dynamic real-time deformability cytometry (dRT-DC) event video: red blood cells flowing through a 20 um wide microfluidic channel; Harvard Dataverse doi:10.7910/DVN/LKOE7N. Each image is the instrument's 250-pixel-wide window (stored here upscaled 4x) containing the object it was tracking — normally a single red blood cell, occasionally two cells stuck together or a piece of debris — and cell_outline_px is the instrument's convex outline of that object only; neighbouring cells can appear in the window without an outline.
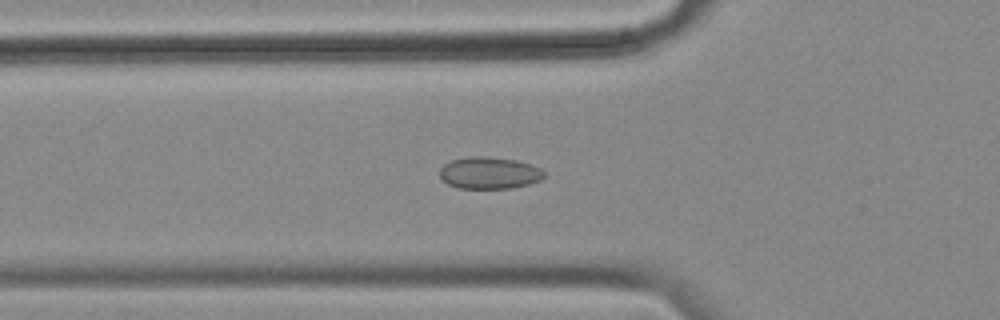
{"species": "common noctule bat (a hibernating species)", "species_latin": "Nyctalus noctula", "temperature_condition": "cold", "stored_images_in_passage": 58, "camera_frame_rate_fps": 3000, "um_per_image_px": 0.085, "animal": {"sex": "female", "body_mass_g": 18.4}, "frame": {"image": 1, "passage_image": 20, "time_ms": 6.333, "image_size_px": [1000, 320], "cell_outline_px": [[544, 176], [540, 180], [528, 184], [512, 188], [460, 188], [448, 184], [440, 176], [440, 168], [444, 164], [452, 160], [468, 156], [484, 156], [516, 160], [532, 164], [540, 168], [544, 172]], "centroid_in_image_um": [41.6, 14.69], "position_along_channel_um": 84.2, "area_um2": 19.36}}
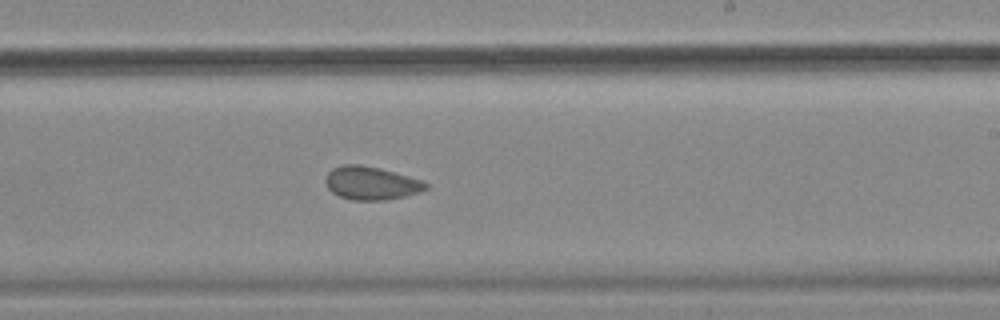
{"frame": {"image": 2, "passage_image": 35, "time_ms": 11.333, "image_size_px": [1000, 320], "cell_outline_px": [[428, 188], [420, 192], [404, 196], [384, 200], [352, 200], [340, 196], [332, 192], [328, 188], [324, 180], [328, 172], [332, 168], [344, 164], [360, 164], [380, 168], [424, 180], [428, 184]], "centroid_in_image_um": [31.55, 15.55], "position_along_channel_um": 257.4, "area_um2": 19.54}}
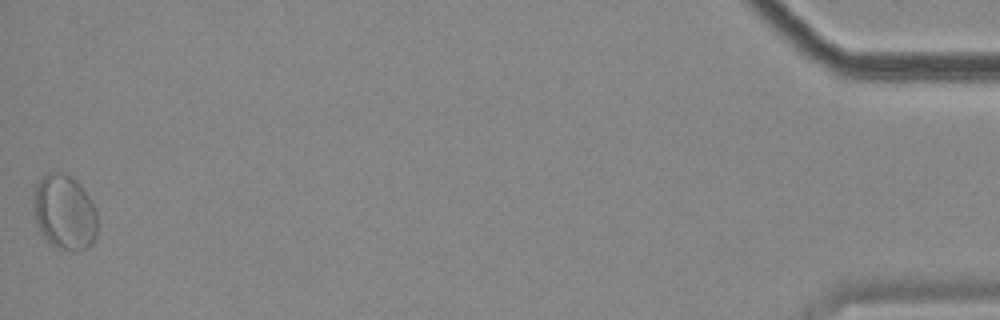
{"frame": {"image": 3, "passage_image": 58, "time_ms": 19.0, "image_size_px": [1000, 320], "cell_outline_px": [[96, 232], [92, 244], [88, 248], [64, 248], [52, 244], [44, 236], [36, 220], [36, 184], [48, 172], [64, 172], [72, 176], [76, 180], [96, 208]], "centroid_in_image_um": [5.52, 17.99], "position_along_channel_um": 429.7, "area_um2": 26.82}, "authors_computed_cell_mechanics": {"area_um2": 20.2878, "velocity_mm_per_s": 3.4645, "shape_relaxation_time_tau1_ms": null, "shape_relaxation_time_tau2_ms": 1.6323, "deformation_change_tau1": null, "deformation_change_tau2": 0.0595}}